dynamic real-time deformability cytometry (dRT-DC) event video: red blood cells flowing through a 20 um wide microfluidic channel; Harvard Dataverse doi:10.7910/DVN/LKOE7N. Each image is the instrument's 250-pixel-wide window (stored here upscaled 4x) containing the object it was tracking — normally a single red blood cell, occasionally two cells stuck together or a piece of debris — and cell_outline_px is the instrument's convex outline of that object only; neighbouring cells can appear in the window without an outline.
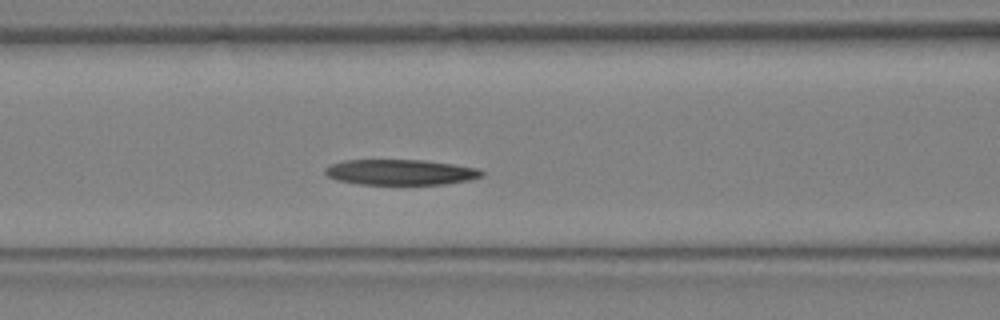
{"species": "Egyptian fruit bat (a non-hibernating species)", "species_latin": "Rousettus aegyptiacus", "temperature_condition": "warm", "stored_images_in_passage": 9, "camera_frame_rate_fps": 3000, "um_per_image_px": 0.085, "animal": {"sex": "female"}, "frame": {"image": 1, "passage_image": 7, "time_ms": 2.0, "image_size_px": [1000, 320], "cell_outline_px": [[484, 176], [468, 180], [444, 184], [360, 184], [336, 180], [328, 176], [324, 172], [324, 168], [332, 164], [344, 160], [424, 160], [452, 164], [476, 168], [484, 172]], "centroid_in_image_um": [34.02, 14.63], "position_along_channel_um": 132.6, "area_um2": 23.18}}
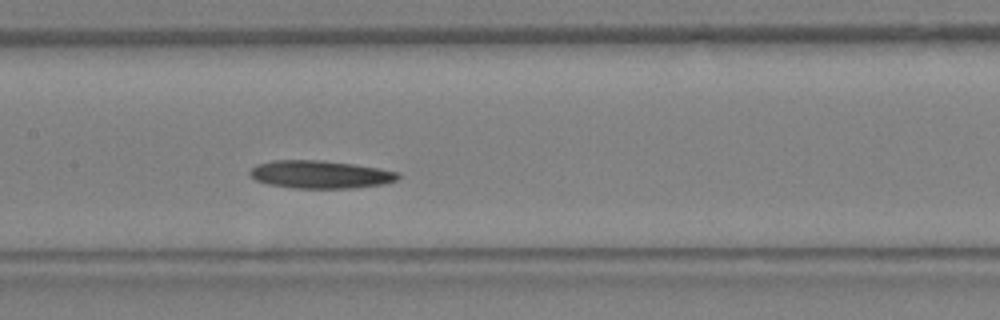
{"frame": {"image": 2, "passage_image": 9, "time_ms": 2.667, "image_size_px": [1000, 320], "cell_outline_px": [[400, 176], [396, 180], [384, 184], [352, 188], [292, 188], [268, 184], [256, 180], [248, 172], [256, 164], [272, 160], [320, 160], [352, 164], [380, 168], [400, 172]], "centroid_in_image_um": [27.23, 14.82], "position_along_channel_um": 180.2, "area_um2": 24.1}}